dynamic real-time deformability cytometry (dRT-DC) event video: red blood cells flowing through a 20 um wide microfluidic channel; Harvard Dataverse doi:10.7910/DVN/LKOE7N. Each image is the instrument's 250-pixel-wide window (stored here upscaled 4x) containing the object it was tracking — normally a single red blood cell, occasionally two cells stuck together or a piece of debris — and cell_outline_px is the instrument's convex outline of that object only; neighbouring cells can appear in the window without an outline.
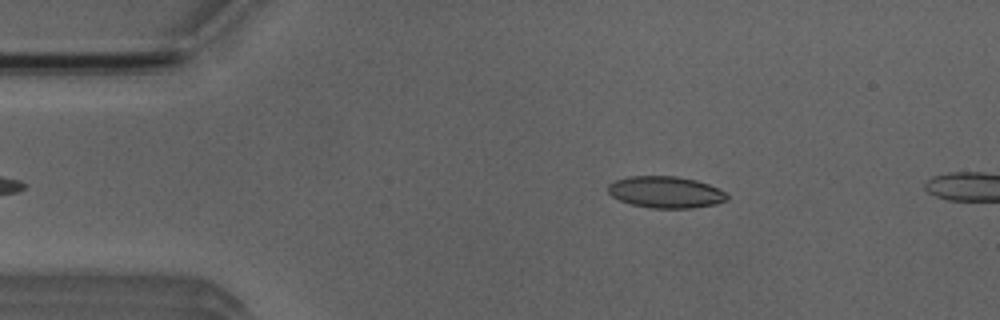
{"species": "Egyptian fruit bat (a non-hibernating species)", "species_latin": "Rousettus aegyptiacus", "temperature_condition": "room temperature", "stored_images_in_passage": 12, "camera_frame_rate_fps": 3000, "um_per_image_px": 0.085, "animal": {"sex": "male"}, "frame": {"image": 1, "passage_image": 6, "time_ms": 1.667, "image_size_px": [1000, 320], "cell_outline_px": [[728, 200], [716, 204], [692, 208], [652, 208], [632, 204], [620, 200], [612, 196], [608, 192], [608, 184], [616, 180], [628, 176], [676, 176], [696, 180], [708, 184], [724, 192], [728, 196]], "centroid_in_image_um": [56.58, 16.33], "position_along_channel_um": 28.4, "area_um2": 21.85}}